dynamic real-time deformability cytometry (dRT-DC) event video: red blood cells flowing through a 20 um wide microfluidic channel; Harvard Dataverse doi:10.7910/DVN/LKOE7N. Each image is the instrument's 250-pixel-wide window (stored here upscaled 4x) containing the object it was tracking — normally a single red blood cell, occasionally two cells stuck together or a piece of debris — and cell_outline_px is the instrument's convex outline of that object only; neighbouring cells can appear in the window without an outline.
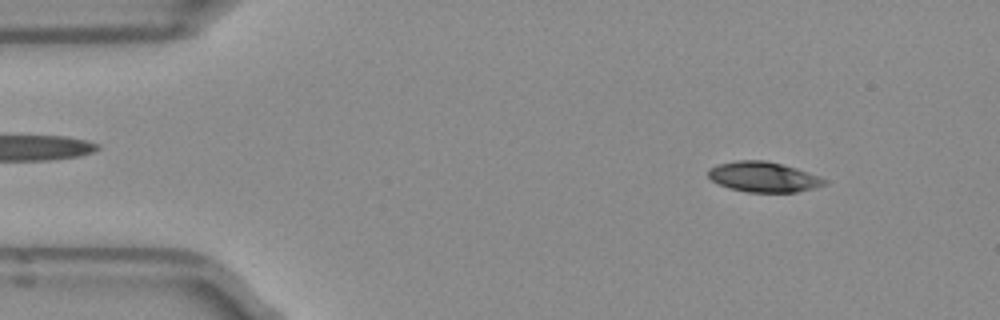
{"species": "Egyptian fruit bat (a non-hibernating species)", "species_latin": "Rousettus aegyptiacus", "temperature_condition": "room temperature", "stored_images_in_passage": 50, "camera_frame_rate_fps": 3000, "um_per_image_px": 0.085, "frame": {"image": 1, "passage_image": 5, "time_ms": 1.333, "image_size_px": [1000, 320], "cell_outline_px": [[828, 180], [824, 184], [812, 188], [796, 192], [748, 192], [728, 188], [712, 180], [708, 176], [708, 168], [720, 164], [736, 160], [764, 160], [796, 168], [820, 176]], "centroid_in_image_um": [64.88, 15.04], "position_along_channel_um": 20.1, "area_um2": 20.29}}
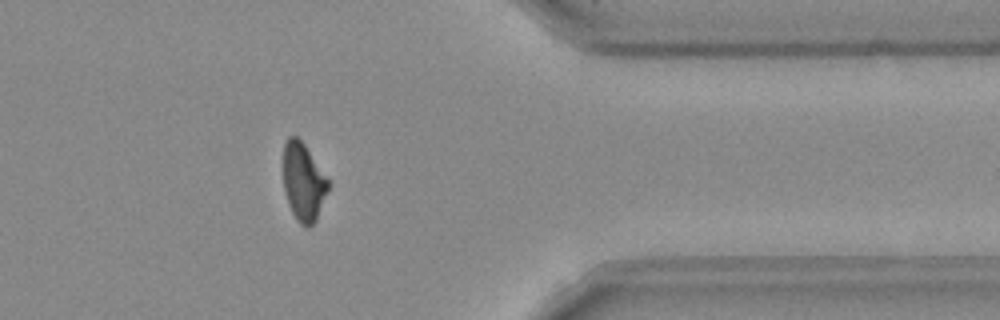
{"frame": {"image": 2, "passage_image": 40, "time_ms": 13.0, "image_size_px": [1000, 320], "cell_outline_px": [[328, 188], [316, 220], [308, 228], [304, 228], [296, 220], [288, 204], [284, 192], [280, 164], [284, 144], [288, 136], [296, 136], [304, 144], [328, 180]], "centroid_in_image_um": [25.7, 15.45], "position_along_channel_um": 385.7, "area_um2": 20.75}}
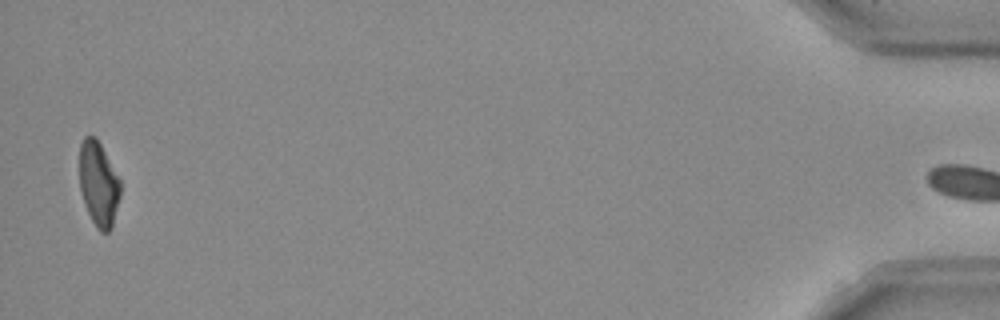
{"frame": {"image": 3, "passage_image": 49, "time_ms": 16.0, "image_size_px": [1000, 320], "cell_outline_px": [[120, 196], [112, 228], [108, 232], [100, 232], [96, 228], [84, 204], [80, 188], [80, 144], [84, 136], [92, 136], [100, 144], [120, 180]], "centroid_in_image_um": [8.38, 15.68], "position_along_channel_um": 426.8, "area_um2": 19.94}, "authors_computed_cell_mechanics": {"area_um2": 21.0103, "velocity_mm_per_s": 3.9508, "shape_relaxation_time_tau1_ms": 4.987, "shape_relaxation_time_tau2_ms": 3.8439, "deformation_change_tau1": 0.169, "deformation_change_tau2": 0.0975}}